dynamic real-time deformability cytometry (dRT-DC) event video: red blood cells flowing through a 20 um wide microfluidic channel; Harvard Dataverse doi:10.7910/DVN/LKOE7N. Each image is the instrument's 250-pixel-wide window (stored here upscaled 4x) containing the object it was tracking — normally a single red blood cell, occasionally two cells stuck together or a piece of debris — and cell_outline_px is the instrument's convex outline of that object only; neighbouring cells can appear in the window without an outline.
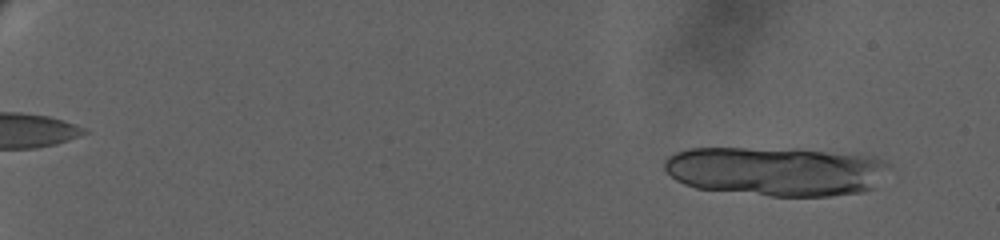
{"species": "human", "species_latin": "Homo sapiens", "temperature_condition": "warm", "stored_images_in_passage": 20, "camera_frame_rate_fps": 3000, "um_per_image_px": 0.085, "donor": {"sex": "female"}, "frame": {"image": 1, "passage_image": 4, "time_ms": 1.0, "image_size_px": [1000, 240], "cell_outline_px": [[892, 164], [872, 188], [864, 192], [828, 196], [772, 196], [696, 188], [684, 184], [676, 180], [664, 168], [664, 160], [668, 156], [676, 152], [688, 148], [800, 148], [876, 156]], "centroid_in_image_um": [65.99, 14.53], "position_along_channel_um": 19.0, "area_um2": 65.14}}